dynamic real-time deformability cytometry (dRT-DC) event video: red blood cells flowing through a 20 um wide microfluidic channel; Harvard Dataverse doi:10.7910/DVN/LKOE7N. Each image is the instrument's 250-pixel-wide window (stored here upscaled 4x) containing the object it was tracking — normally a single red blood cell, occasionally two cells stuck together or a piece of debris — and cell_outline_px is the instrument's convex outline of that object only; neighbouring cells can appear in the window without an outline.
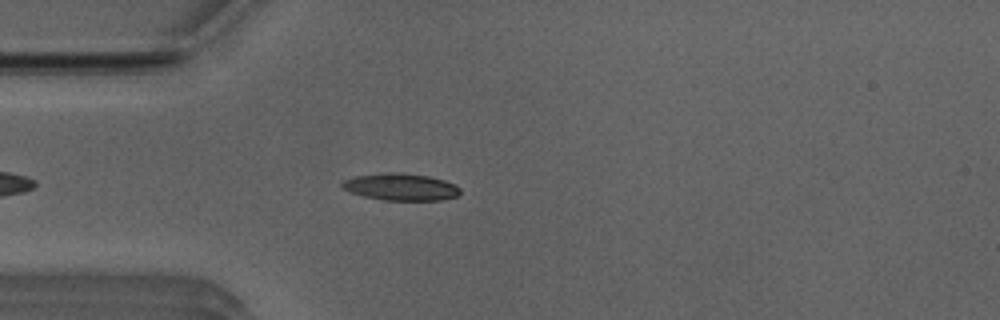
{"species": "Egyptian fruit bat (a non-hibernating species)", "species_latin": "Rousettus aegyptiacus", "temperature_condition": "room temperature", "stored_images_in_passage": 44, "camera_frame_rate_fps": 3000, "um_per_image_px": 0.085, "animal": {"sex": "male"}, "frame": {"image": 1, "passage_image": 7, "time_ms": 2.0, "image_size_px": [1000, 320], "cell_outline_px": [[460, 196], [440, 200], [384, 200], [364, 196], [352, 192], [344, 188], [340, 184], [344, 180], [356, 176], [392, 172], [400, 172], [428, 176], [444, 180], [456, 184], [460, 188]], "centroid_in_image_um": [34.13, 15.89], "position_along_channel_um": 50.9, "area_um2": 18.5}}
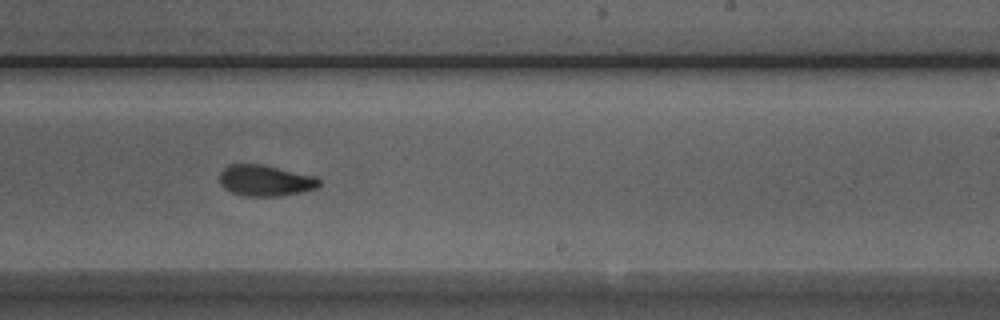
{"frame": {"image": 2, "passage_image": 24, "time_ms": 7.667, "image_size_px": [1000, 320], "cell_outline_px": [[320, 184], [316, 188], [300, 192], [280, 196], [244, 196], [232, 192], [224, 188], [220, 184], [220, 172], [228, 164], [260, 164], [316, 176], [320, 180]], "centroid_in_image_um": [22.53, 15.34], "position_along_channel_um": 266.5, "area_um2": 17.98}}
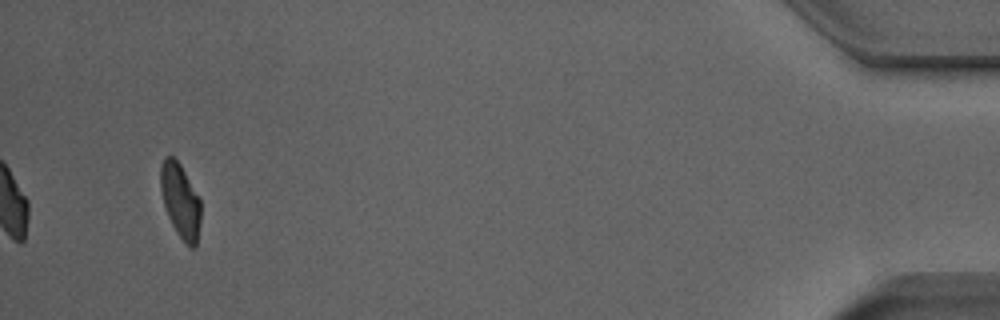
{"frame": {"image": 3, "passage_image": 42, "time_ms": 13.667, "image_size_px": [1000, 320], "cell_outline_px": [[200, 224], [196, 248], [192, 248], [176, 232], [168, 216], [164, 204], [160, 188], [160, 168], [164, 156], [172, 156], [180, 164], [200, 200]], "centroid_in_image_um": [15.32, 17.06], "position_along_channel_um": 419.9, "area_um2": 17.17}, "authors_computed_cell_mechanics": {"area_um2": 18.2937, "velocity_mm_per_s": 3.9491, "shape_relaxation_time_tau1_ms": 4.6296, "shape_relaxation_time_tau2_ms": 2.2718, "deformation_change_tau1": 0.1731, "deformation_change_tau2": 0.077}}